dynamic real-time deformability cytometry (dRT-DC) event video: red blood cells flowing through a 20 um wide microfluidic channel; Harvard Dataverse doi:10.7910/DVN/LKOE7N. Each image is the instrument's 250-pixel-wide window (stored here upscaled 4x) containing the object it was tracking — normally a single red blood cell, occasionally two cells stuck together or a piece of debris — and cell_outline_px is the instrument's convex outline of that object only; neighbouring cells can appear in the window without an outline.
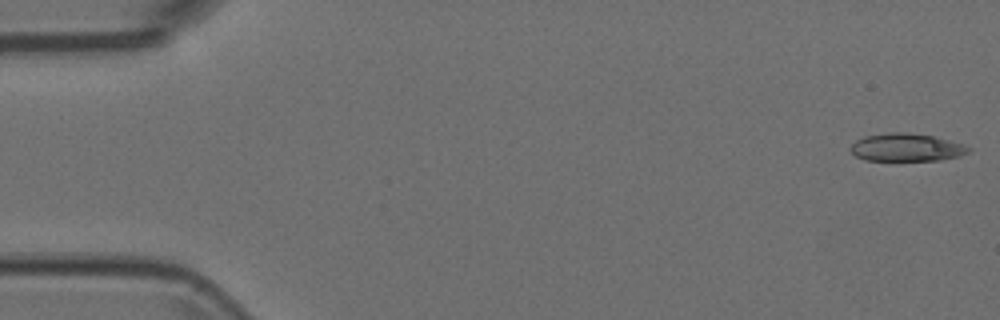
{"species": "Egyptian fruit bat (a non-hibernating species)", "species_latin": "Rousettus aegyptiacus", "temperature_condition": "room temperature", "stored_images_in_passage": 53, "camera_frame_rate_fps": 3000, "um_per_image_px": 0.085, "animal": {"sex": "female"}, "frame": {"image": 1, "passage_image": 1, "time_ms": 0.0, "image_size_px": [1000, 320], "cell_outline_px": [[972, 148], [968, 152], [960, 156], [940, 160], [864, 160], [856, 156], [848, 148], [856, 140], [864, 136], [892, 132], [904, 132], [932, 136], [964, 144]], "centroid_in_image_um": [77.04, 12.53], "position_along_channel_um": 8.0, "area_um2": 19.07}}
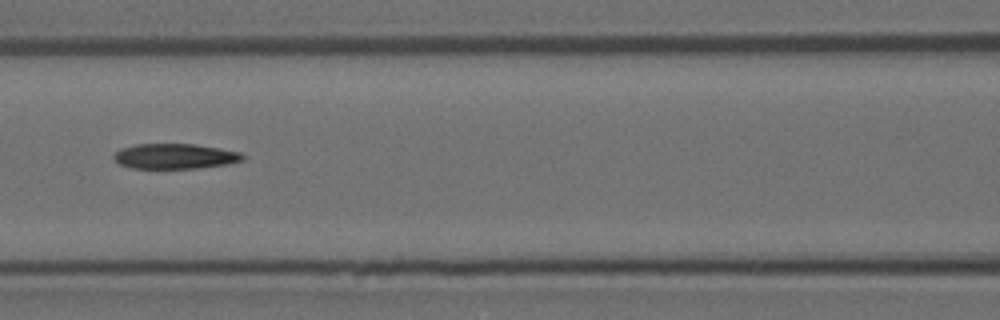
{"frame": {"image": 2, "passage_image": 23, "time_ms": 7.333, "image_size_px": [1000, 320], "cell_outline_px": [[244, 160], [228, 164], [196, 168], [132, 168], [120, 164], [112, 156], [120, 148], [136, 144], [192, 144], [220, 148], [240, 152], [244, 156]], "centroid_in_image_um": [14.87, 13.28], "position_along_channel_um": 151.7, "area_um2": 18.84}}
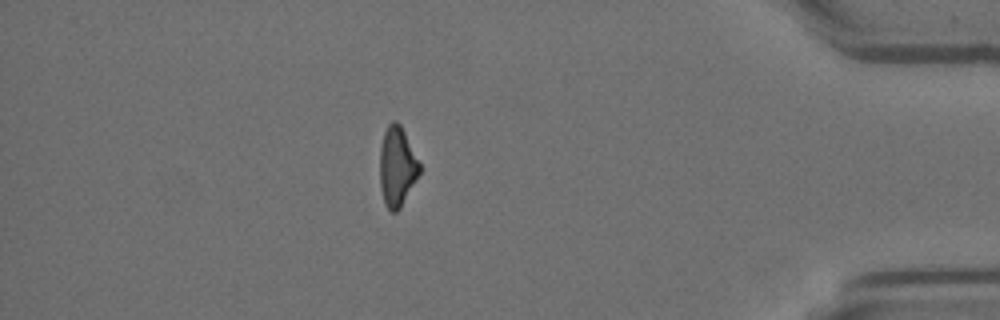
{"frame": {"image": 3, "passage_image": 46, "time_ms": 15.0, "image_size_px": [1000, 320], "cell_outline_px": [[420, 172], [400, 208], [396, 212], [392, 212], [384, 204], [380, 188], [380, 148], [384, 132], [388, 124], [392, 120], [396, 120], [400, 124], [420, 164]], "centroid_in_image_um": [33.73, 14.16], "position_along_channel_um": 401.5, "area_um2": 18.26}}